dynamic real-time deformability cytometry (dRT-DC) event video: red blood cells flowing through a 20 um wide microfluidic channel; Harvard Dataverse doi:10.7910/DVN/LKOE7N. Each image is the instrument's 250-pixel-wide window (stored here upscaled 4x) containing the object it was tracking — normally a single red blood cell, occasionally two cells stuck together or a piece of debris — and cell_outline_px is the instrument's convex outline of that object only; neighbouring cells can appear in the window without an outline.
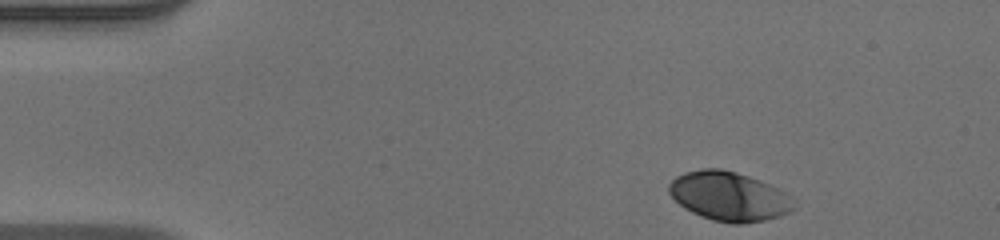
{"species": "human", "species_latin": "Homo sapiens", "temperature_condition": "warm", "stored_images_in_passage": 46, "camera_frame_rate_fps": 3000, "um_per_image_px": 0.085, "donor": {"sex": "male"}, "frame": {"image": 1, "passage_image": 1, "time_ms": 0.0, "image_size_px": [1000, 240], "cell_outline_px": [[796, 208], [780, 216], [764, 220], [740, 224], [732, 224], [712, 220], [700, 216], [684, 208], [668, 192], [668, 184], [676, 176], [684, 172], [700, 168], [720, 168], [736, 172], [760, 180], [780, 188], [792, 196], [796, 200]], "centroid_in_image_um": [62.0, 16.68], "position_along_channel_um": 23.0, "area_um2": 36.24}}
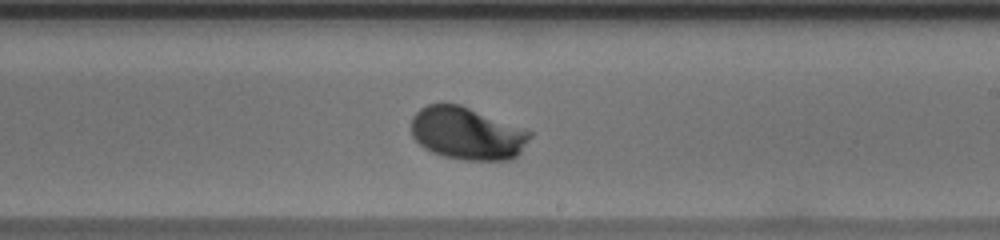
{"frame": {"image": 2, "passage_image": 25, "time_ms": 8.0, "image_size_px": [1000, 240], "cell_outline_px": [[532, 136], [520, 152], [516, 156], [508, 160], [464, 160], [444, 156], [432, 152], [424, 148], [412, 136], [412, 116], [420, 108], [428, 104], [460, 104], [532, 132]], "centroid_in_image_um": [39.69, 11.34], "position_along_channel_um": 249.3, "area_um2": 36.07}}
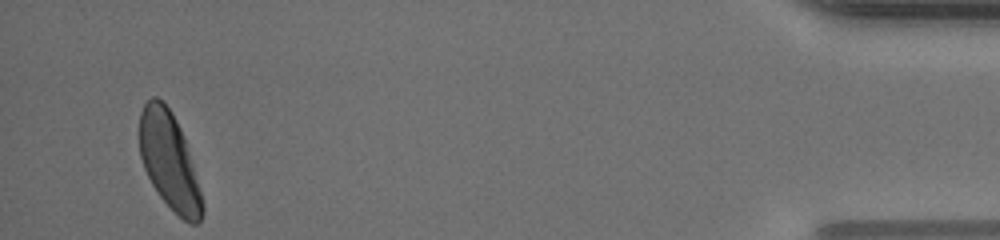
{"frame": {"image": 3, "passage_image": 44, "time_ms": 14.333, "image_size_px": [1000, 240], "cell_outline_px": [[204, 212], [200, 220], [196, 224], [192, 224], [184, 220], [160, 196], [152, 184], [144, 168], [140, 156], [140, 112], [144, 104], [152, 96], [156, 96], [172, 112], [184, 136], [204, 204]], "centroid_in_image_um": [14.39, 13.68], "position_along_channel_um": 420.8, "area_um2": 34.85}, "authors_computed_cell_mechanics": {"area_um2": 34.9401, "velocity_mm_per_s": 3.9097, "shape_relaxation_time_tau1_ms": 2.1232, "shape_relaxation_time_tau2_ms": null, "deformation_change_tau1": 0.1482, "deformation_change_tau2": null}}